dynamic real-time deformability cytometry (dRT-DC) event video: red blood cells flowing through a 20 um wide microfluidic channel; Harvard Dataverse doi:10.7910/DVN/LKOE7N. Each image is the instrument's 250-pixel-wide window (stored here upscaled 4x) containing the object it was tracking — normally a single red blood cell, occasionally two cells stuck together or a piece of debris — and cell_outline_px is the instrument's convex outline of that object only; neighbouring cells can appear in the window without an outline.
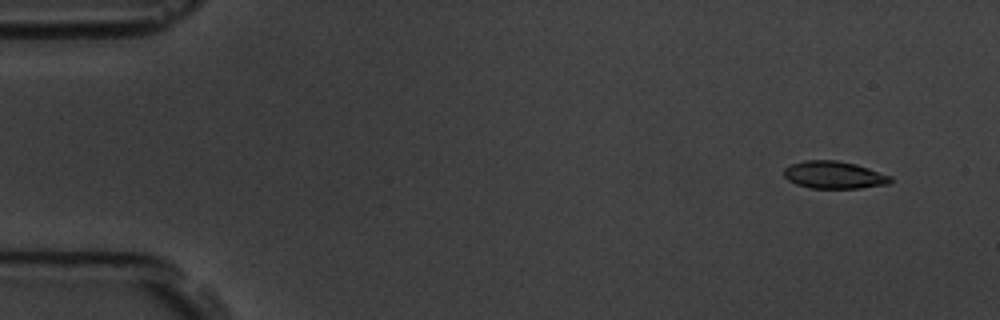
{"species": "common noctule bat (a hibernating species)", "species_latin": "Nyctalus noctula", "temperature_condition": "room temperature", "stored_images_in_passage": 8, "camera_frame_rate_fps": 3000, "um_per_image_px": 0.085, "animal": {"sex": "male", "body_mass_g": 19.5, "forearm_length_mm": 54.6}, "frame": {"image": 1, "passage_image": 2, "time_ms": 1.0, "image_size_px": [1000, 320], "cell_outline_px": [[892, 180], [888, 184], [860, 188], [808, 188], [796, 184], [788, 180], [784, 176], [784, 168], [792, 164], [804, 160], [836, 160], [856, 164], [892, 176]], "centroid_in_image_um": [70.88, 14.87], "position_along_channel_um": 14.1, "area_um2": 17.05}}
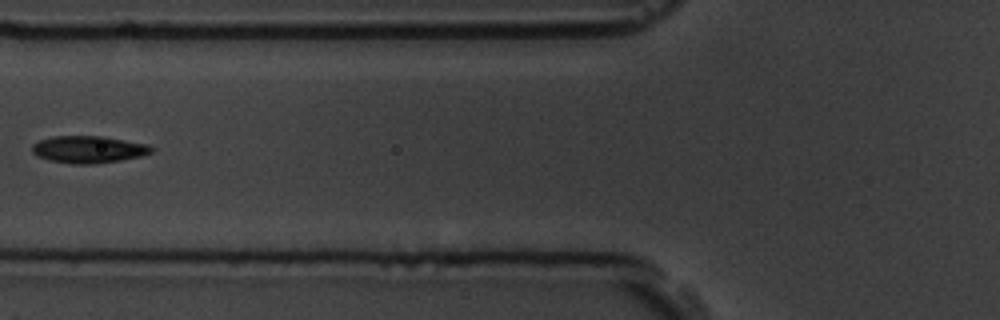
{"frame": {"image": 2, "passage_image": 7, "time_ms": 7.0, "image_size_px": [1000, 320], "cell_outline_px": [[152, 152], [140, 156], [120, 160], [92, 164], [72, 164], [48, 160], [36, 156], [32, 152], [32, 144], [40, 140], [52, 136], [104, 136], [148, 144], [152, 148]], "centroid_in_image_um": [7.49, 12.7], "position_along_channel_um": 118.3, "area_um2": 18.9}}
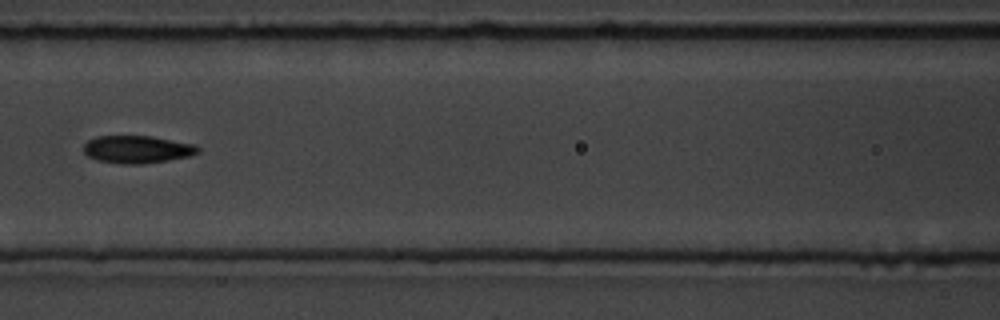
{"frame": {"image": 3, "passage_image": 8, "time_ms": 8.0, "image_size_px": [1000, 320], "cell_outline_px": [[200, 152], [188, 156], [168, 160], [140, 164], [120, 164], [100, 160], [88, 156], [84, 152], [84, 144], [88, 140], [96, 136], [152, 136], [196, 144], [200, 148]], "centroid_in_image_um": [11.69, 12.69], "position_along_channel_um": 154.9, "area_um2": 18.38}}